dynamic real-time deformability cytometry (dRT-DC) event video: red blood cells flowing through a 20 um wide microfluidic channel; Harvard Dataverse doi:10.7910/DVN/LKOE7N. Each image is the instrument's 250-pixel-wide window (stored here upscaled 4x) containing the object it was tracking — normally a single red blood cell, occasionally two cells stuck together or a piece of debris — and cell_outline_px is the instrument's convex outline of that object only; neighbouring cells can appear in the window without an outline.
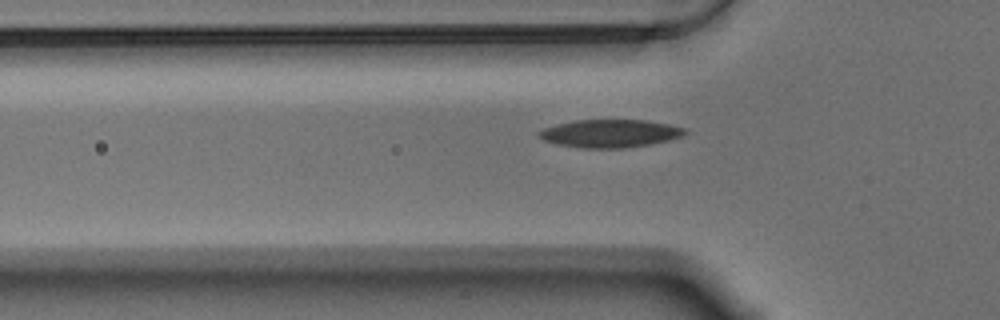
{"species": "Egyptian fruit bat (a non-hibernating species)", "species_latin": "Rousettus aegyptiacus", "temperature_condition": "warm", "stored_images_in_passage": 37, "camera_frame_rate_fps": 3000, "um_per_image_px": 0.085, "animal": {"sex": "male"}, "frame": {"image": 1, "passage_image": 5, "time_ms": 1.333, "image_size_px": [1000, 320], "cell_outline_px": [[688, 132], [684, 136], [652, 144], [624, 148], [580, 148], [556, 144], [544, 140], [536, 132], [544, 128], [556, 124], [576, 120], [648, 120], [668, 124], [684, 128]], "centroid_in_image_um": [51.87, 11.34], "position_along_channel_um": 73.9, "area_um2": 23.87}}
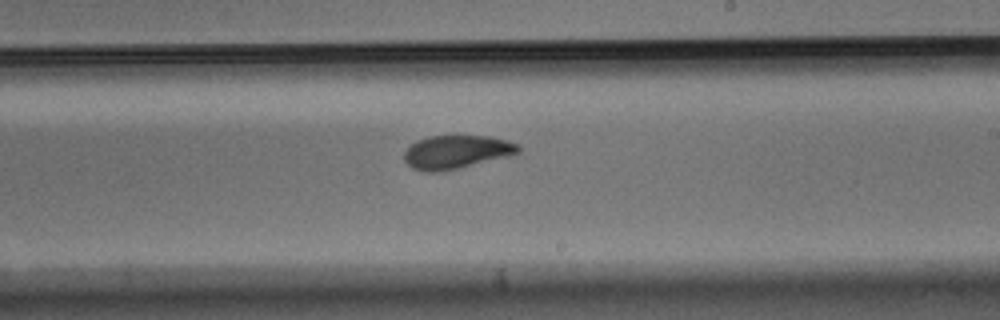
{"frame": {"image": 2, "passage_image": 20, "time_ms": 6.333, "image_size_px": [1000, 320], "cell_outline_px": [[520, 152], [508, 156], [460, 168], [440, 172], [424, 172], [412, 168], [404, 160], [404, 152], [416, 140], [432, 136], [488, 136], [508, 140], [520, 144]], "centroid_in_image_um": [38.81, 12.92], "position_along_channel_um": 250.2, "area_um2": 22.31}}
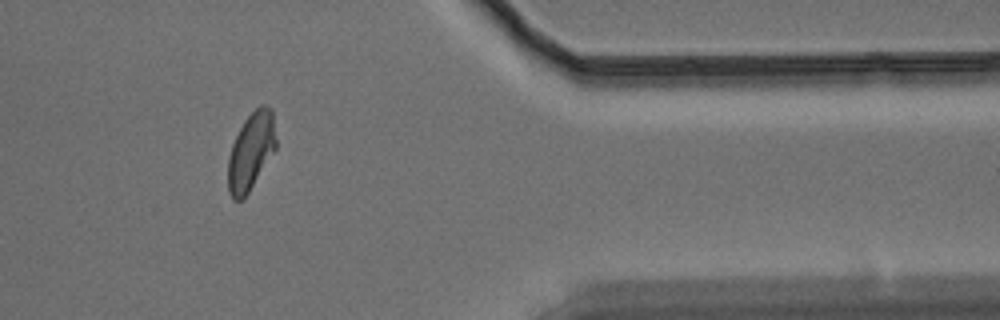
{"frame": {"image": 3, "passage_image": 34, "time_ms": 11.0, "image_size_px": [1000, 320], "cell_outline_px": [[276, 148], [244, 200], [232, 200], [228, 192], [228, 156], [232, 144], [244, 120], [260, 104], [264, 104], [272, 108], [276, 140]], "centroid_in_image_um": [21.32, 12.88], "position_along_channel_um": 390.1, "area_um2": 21.79}, "authors_computed_cell_mechanics": {"area_um2": 22.6576, "velocity_mm_per_s": 3.505, "shape_relaxation_time_tau1_ms": 4.1576, "shape_relaxation_time_tau2_ms": 2.4361, "deformation_change_tau1": 0.15, "deformation_change_tau2": 0.0697}}